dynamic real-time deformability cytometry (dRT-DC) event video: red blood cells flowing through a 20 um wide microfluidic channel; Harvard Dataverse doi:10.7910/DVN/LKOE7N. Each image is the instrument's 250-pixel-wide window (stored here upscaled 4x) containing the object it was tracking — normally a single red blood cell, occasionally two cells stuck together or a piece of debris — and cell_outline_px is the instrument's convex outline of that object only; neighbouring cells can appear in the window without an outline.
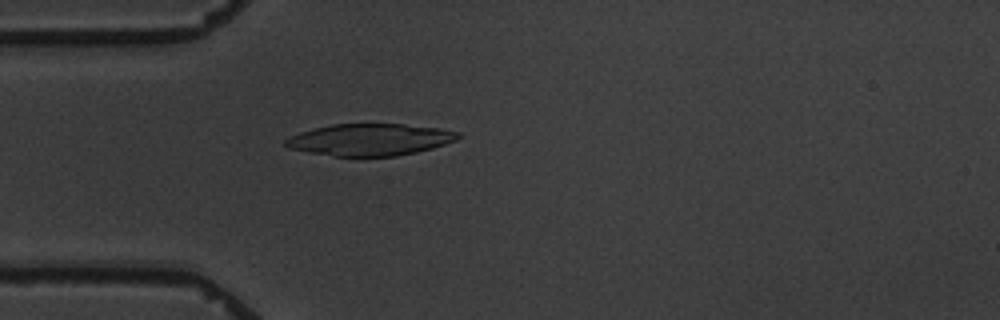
{"species": "common noctule bat (a hibernating species)", "species_latin": "Nyctalus noctula", "temperature_condition": "warm", "stored_images_in_passage": 5, "camera_frame_rate_fps": 3000, "um_per_image_px": 0.085, "animal": {"sex": "male", "body_mass_g": 19.5, "forearm_length_mm": 54.6}, "frame": {"image": 1, "passage_image": 5, "time_ms": 5.0, "image_size_px": [1000, 320], "cell_outline_px": [[460, 136], [456, 140], [432, 148], [416, 152], [396, 156], [332, 156], [308, 152], [288, 148], [284, 144], [284, 140], [300, 132], [332, 124], [404, 124], [440, 128], [460, 132]], "centroid_in_image_um": [31.45, 11.87], "position_along_channel_um": 53.6, "area_um2": 31.91}}